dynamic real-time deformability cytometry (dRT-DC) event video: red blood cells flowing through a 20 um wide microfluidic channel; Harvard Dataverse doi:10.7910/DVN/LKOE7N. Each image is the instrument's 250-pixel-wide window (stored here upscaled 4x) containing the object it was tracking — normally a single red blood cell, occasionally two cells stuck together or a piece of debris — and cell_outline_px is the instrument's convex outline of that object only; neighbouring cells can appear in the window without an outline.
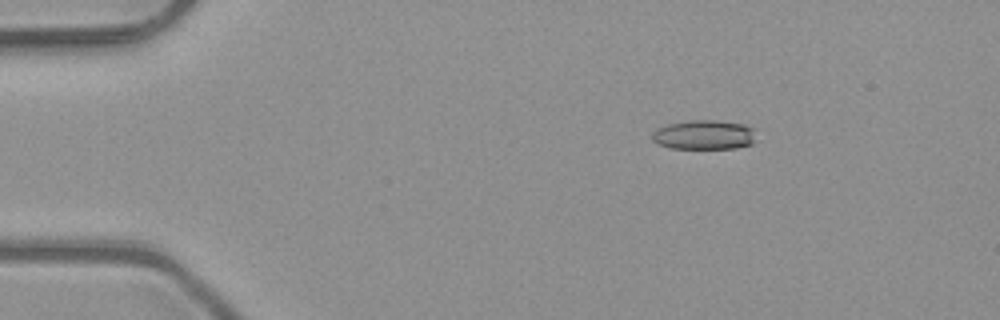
{"species": "common noctule bat (a hibernating species)", "species_latin": "Nyctalus noctula", "temperature_condition": "room temperature", "stored_images_in_passage": 3, "camera_frame_rate_fps": 3000, "um_per_image_px": 0.085, "animal": {"sex": "male", "body_mass_g": 23.1, "forearm_length_mm": 52.7}, "frame": {"image": 1, "passage_image": 1, "time_ms": 0.0, "image_size_px": [1000, 320], "cell_outline_px": [[756, 128], [752, 144], [736, 148], [672, 148], [656, 144], [652, 140], [652, 132], [656, 128], [668, 124], [692, 120], [716, 120], [744, 124]], "centroid_in_image_um": [59.84, 11.45], "position_along_channel_um": 25.2, "area_um2": 17.98}}